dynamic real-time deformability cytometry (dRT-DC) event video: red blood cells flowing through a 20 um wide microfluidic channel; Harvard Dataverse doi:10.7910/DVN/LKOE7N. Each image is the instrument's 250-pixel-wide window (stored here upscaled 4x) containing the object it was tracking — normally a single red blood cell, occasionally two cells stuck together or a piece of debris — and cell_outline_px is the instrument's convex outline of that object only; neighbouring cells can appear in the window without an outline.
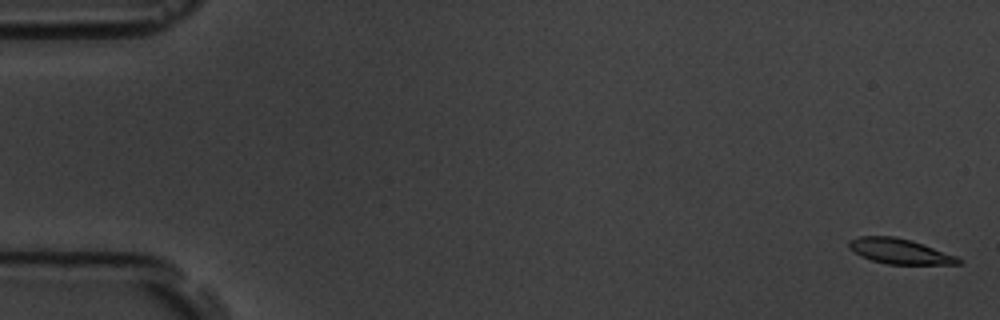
{"species": "common noctule bat (a hibernating species)", "species_latin": "Nyctalus noctula", "temperature_condition": "room temperature", "stored_images_in_passage": 6, "camera_frame_rate_fps": 3000, "um_per_image_px": 0.085, "animal": {"sex": "male", "body_mass_g": 19.5, "forearm_length_mm": 54.6}, "frame": {"image": 1, "passage_image": 1, "time_ms": 0.0, "image_size_px": [1000, 320], "cell_outline_px": [[964, 260], [960, 264], [888, 264], [872, 260], [860, 256], [848, 248], [848, 240], [860, 236], [896, 236], [912, 240], [924, 244], [956, 256]], "centroid_in_image_um": [76.46, 21.35], "position_along_channel_um": 8.5, "area_um2": 16.18}}
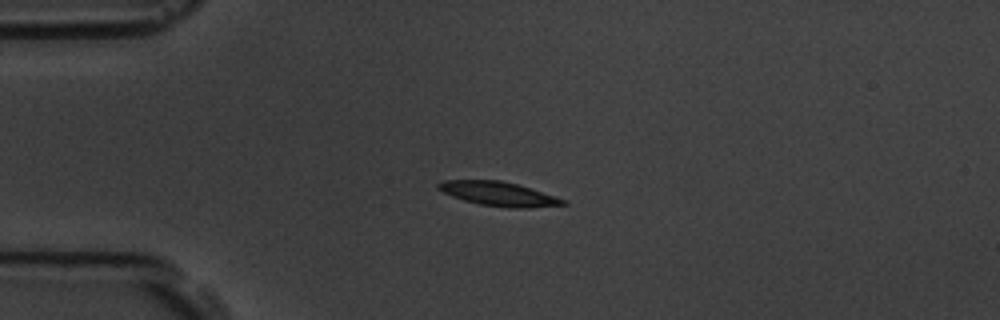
{"frame": {"image": 2, "passage_image": 5, "time_ms": 4.333, "image_size_px": [1000, 320], "cell_outline_px": [[568, 204], [528, 208], [508, 208], [480, 204], [464, 200], [452, 196], [436, 188], [436, 184], [444, 180], [500, 180], [516, 184], [568, 200]], "centroid_in_image_um": [42.39, 16.48], "position_along_channel_um": 42.6, "area_um2": 17.46}}